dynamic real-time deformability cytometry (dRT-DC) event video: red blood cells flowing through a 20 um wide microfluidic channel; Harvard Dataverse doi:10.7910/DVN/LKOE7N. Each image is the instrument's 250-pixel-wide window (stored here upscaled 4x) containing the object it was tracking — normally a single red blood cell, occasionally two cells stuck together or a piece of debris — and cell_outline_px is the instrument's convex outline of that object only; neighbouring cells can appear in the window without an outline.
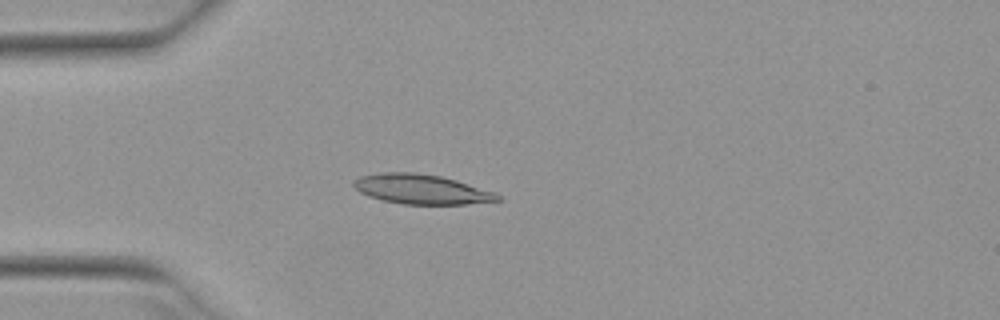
{"species": "Egyptian fruit bat (a non-hibernating species)", "species_latin": "Rousettus aegyptiacus", "temperature_condition": "warm", "stored_images_in_passage": 50, "camera_frame_rate_fps": 3000, "um_per_image_px": 0.085, "animal": {"sex": "female"}, "frame": {"image": 1, "passage_image": 13, "time_ms": 4.0, "image_size_px": [1000, 320], "cell_outline_px": [[500, 200], [464, 204], [404, 204], [384, 200], [368, 196], [360, 192], [352, 184], [352, 180], [360, 176], [380, 172], [416, 172], [440, 176], [456, 180], [496, 192], [500, 196]], "centroid_in_image_um": [35.79, 16.07], "position_along_channel_um": 49.2, "area_um2": 24.85}}
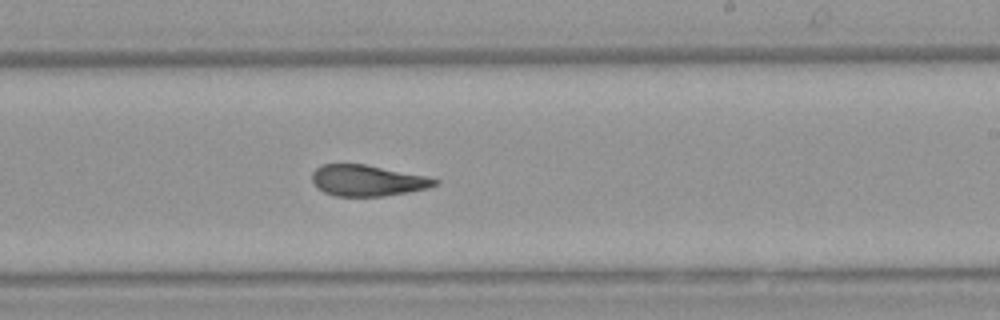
{"frame": {"image": 2, "passage_image": 30, "time_ms": 9.667, "image_size_px": [1000, 320], "cell_outline_px": [[440, 184], [428, 188], [408, 192], [384, 196], [336, 196], [324, 192], [316, 188], [312, 180], [312, 172], [320, 164], [364, 164], [424, 176], [440, 180]], "centroid_in_image_um": [31.21, 15.35], "position_along_channel_um": 257.8, "area_um2": 22.2}}
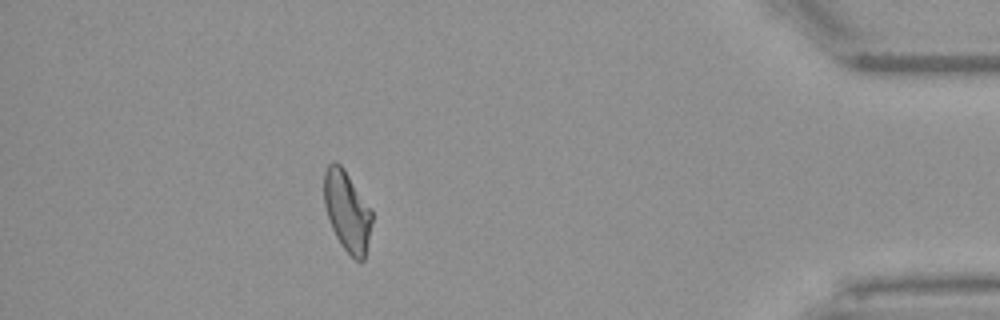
{"frame": {"image": 3, "passage_image": 45, "time_ms": 14.667, "image_size_px": [1000, 320], "cell_outline_px": [[372, 220], [364, 260], [356, 260], [340, 244], [332, 228], [324, 204], [324, 172], [328, 164], [332, 160], [336, 160], [344, 168], [372, 208]], "centroid_in_image_um": [29.5, 17.88], "position_along_channel_um": 405.7, "area_um2": 22.48}, "authors_computed_cell_mechanics": {"area_um2": 23.409, "velocity_mm_per_s": 3.9386, "shape_relaxation_time_tau1_ms": null, "shape_relaxation_time_tau2_ms": 2.5087, "deformation_change_tau1": null, "deformation_change_tau2": 0.1141}}